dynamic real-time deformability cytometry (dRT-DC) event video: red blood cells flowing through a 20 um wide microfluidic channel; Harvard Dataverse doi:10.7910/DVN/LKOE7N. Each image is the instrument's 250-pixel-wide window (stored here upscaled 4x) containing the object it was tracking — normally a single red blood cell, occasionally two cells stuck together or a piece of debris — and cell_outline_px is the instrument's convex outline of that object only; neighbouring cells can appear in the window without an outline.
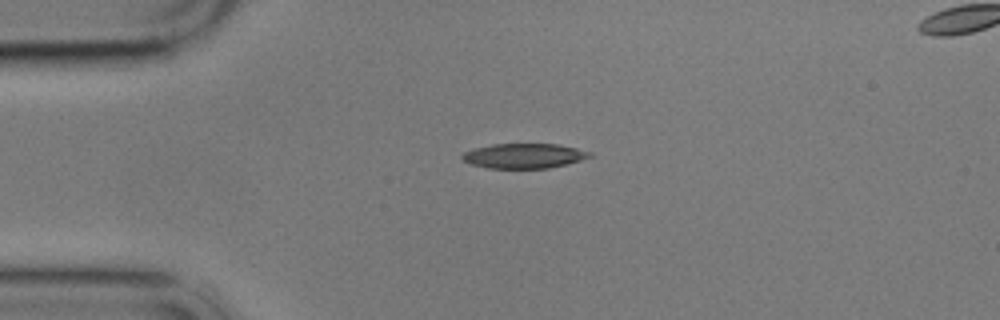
{"species": "common noctule bat (a hibernating species)", "species_latin": "Nyctalus noctula", "temperature_condition": "cold", "stored_images_in_passage": 3, "camera_frame_rate_fps": 3000, "um_per_image_px": 0.085, "animal": {"sex": "male", "body_mass_g": 17.9}, "frame": {"image": 1, "passage_image": 1, "time_ms": 0.0, "image_size_px": [1000, 320], "cell_outline_px": [[592, 156], [580, 160], [548, 168], [488, 168], [472, 164], [464, 160], [460, 156], [464, 152], [476, 148], [492, 144], [560, 144], [592, 152]], "centroid_in_image_um": [44.55, 13.24], "position_along_channel_um": 40.5, "area_um2": 18.26}}
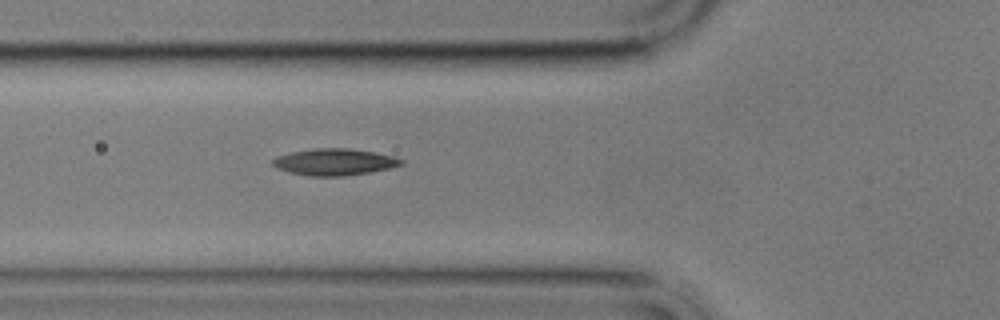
{"frame": {"image": 2, "passage_image": 3, "time_ms": 2.333, "image_size_px": [1000, 320], "cell_outline_px": [[404, 164], [388, 168], [368, 172], [340, 176], [312, 176], [288, 172], [276, 168], [272, 164], [272, 160], [276, 156], [292, 152], [312, 148], [348, 148], [376, 152], [392, 156], [404, 160]], "centroid_in_image_um": [28.4, 13.76], "position_along_channel_um": 97.4, "area_um2": 19.88}}